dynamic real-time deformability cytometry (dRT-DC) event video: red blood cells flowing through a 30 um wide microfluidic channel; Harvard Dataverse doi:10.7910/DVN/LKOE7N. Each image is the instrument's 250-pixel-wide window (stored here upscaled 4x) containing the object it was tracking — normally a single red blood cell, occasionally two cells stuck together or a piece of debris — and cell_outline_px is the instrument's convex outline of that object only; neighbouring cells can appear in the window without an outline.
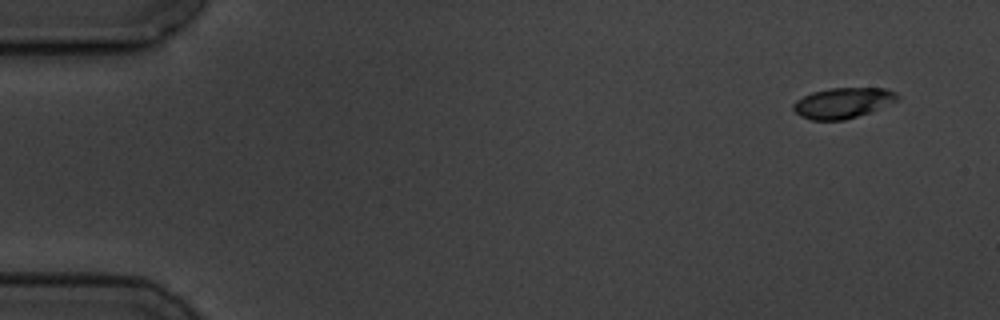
{"species": "common noctule bat (a hibernating species)", "species_latin": "Nyctalus noctula", "temperature_condition": "cold", "stored_images_in_passage": 5, "camera_frame_rate_fps": 3000, "um_per_image_px": 0.085, "animal": {"sex": "male", "body_mass_g": 19.5, "forearm_length_mm": 54.6}, "frame": {"image": 1, "passage_image": 1, "time_ms": 0.0, "image_size_px": [1000, 320], "cell_outline_px": [[900, 96], [896, 100], [868, 112], [844, 120], [812, 120], [800, 116], [792, 108], [792, 104], [796, 100], [812, 92], [832, 88], [884, 88], [896, 92]], "centroid_in_image_um": [71.59, 8.74], "position_along_channel_um": 13.4, "area_um2": 18.21}}
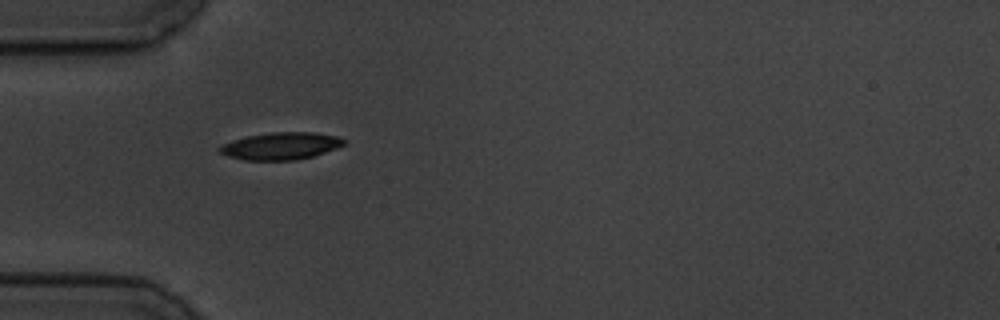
{"frame": {"image": 2, "passage_image": 4, "time_ms": 4.667, "image_size_px": [1000, 320], "cell_outline_px": [[348, 144], [312, 156], [292, 160], [244, 160], [228, 156], [220, 152], [216, 148], [232, 140], [248, 136], [272, 132], [312, 132], [336, 136], [348, 140]], "centroid_in_image_um": [23.89, 12.4], "position_along_channel_um": 61.1, "area_um2": 19.65}}
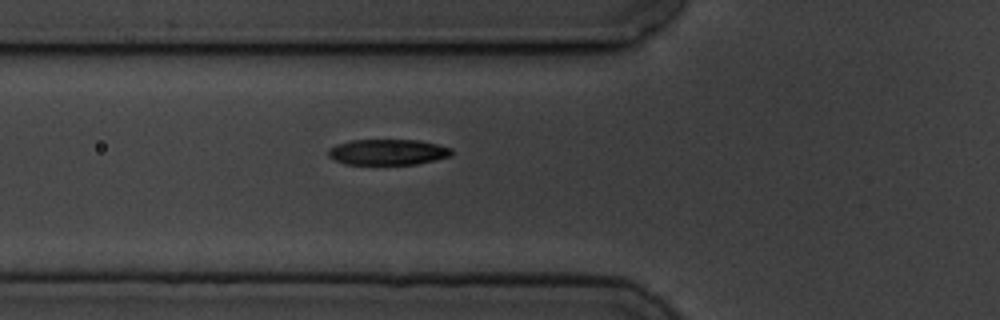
{"frame": {"image": 3, "passage_image": 5, "time_ms": 5.667, "image_size_px": [1000, 320], "cell_outline_px": [[452, 156], [436, 160], [416, 164], [344, 164], [328, 156], [328, 148], [336, 144], [352, 140], [416, 140], [436, 144], [452, 148]], "centroid_in_image_um": [32.96, 12.93], "position_along_channel_um": 92.8, "area_um2": 18.5}}